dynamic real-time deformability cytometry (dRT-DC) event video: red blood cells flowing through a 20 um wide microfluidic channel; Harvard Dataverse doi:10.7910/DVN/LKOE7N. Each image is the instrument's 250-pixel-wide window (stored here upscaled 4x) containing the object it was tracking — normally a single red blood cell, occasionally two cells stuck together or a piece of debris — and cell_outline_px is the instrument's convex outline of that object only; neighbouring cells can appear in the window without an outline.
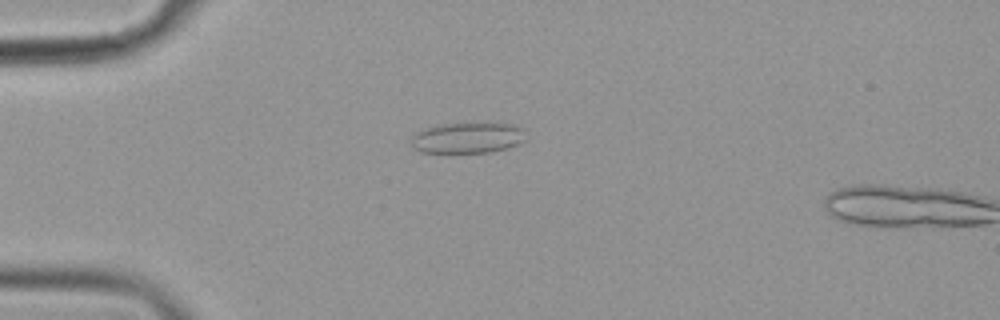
{"species": "common noctule bat (a hibernating species)", "species_latin": "Nyctalus noctula", "temperature_condition": "cold", "stored_images_in_passage": 4, "camera_frame_rate_fps": 3000, "um_per_image_px": 0.085, "animal": {"sex": "female", "body_mass_g": 19.9}, "frame": {"image": 1, "passage_image": 2, "time_ms": 0.333, "image_size_px": [1000, 320], "cell_outline_px": [[524, 140], [508, 148], [488, 152], [420, 152], [412, 148], [412, 136], [416, 132], [424, 128], [436, 124], [512, 124], [524, 128]], "centroid_in_image_um": [39.7, 11.72], "position_along_channel_um": 45.3, "area_um2": 20.35}}